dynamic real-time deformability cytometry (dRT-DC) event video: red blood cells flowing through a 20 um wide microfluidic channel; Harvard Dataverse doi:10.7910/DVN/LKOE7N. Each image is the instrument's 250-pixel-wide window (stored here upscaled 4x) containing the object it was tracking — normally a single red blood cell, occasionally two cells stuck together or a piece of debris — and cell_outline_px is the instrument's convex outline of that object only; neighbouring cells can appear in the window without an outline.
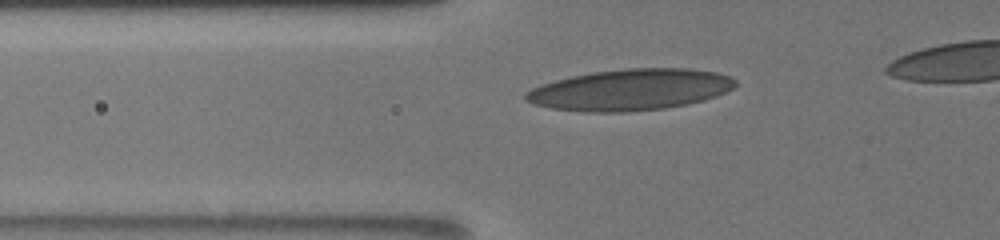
{"species": "human", "species_latin": "Homo sapiens", "temperature_condition": "room temperature", "stored_images_in_passage": 40, "camera_frame_rate_fps": 3000, "um_per_image_px": 0.085, "donor": {"sex": "male"}, "frame": {"image": 1, "passage_image": 17, "time_ms": 4.0, "image_size_px": [1000, 240], "cell_outline_px": [[736, 84], [732, 88], [716, 96], [704, 100], [688, 104], [664, 108], [624, 112], [584, 112], [552, 108], [532, 104], [524, 100], [524, 92], [540, 84], [572, 76], [592, 72], [624, 68], [688, 68], [716, 72], [728, 76], [736, 80]], "centroid_in_image_um": [53.53, 7.63], "position_along_channel_um": 72.3, "area_um2": 50.52}}
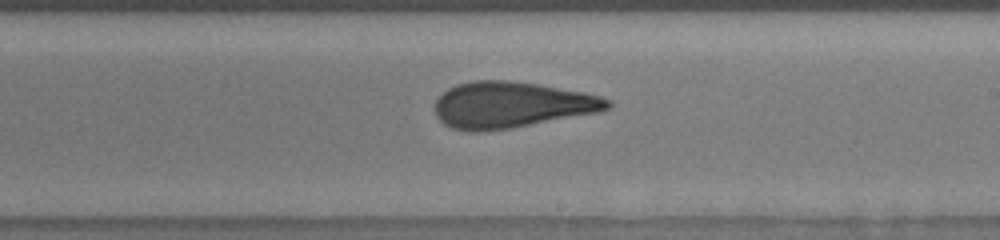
{"frame": {"image": 2, "passage_image": 29, "time_ms": 8.667, "image_size_px": [1000, 240], "cell_outline_px": [[612, 104], [608, 108], [600, 112], [512, 128], [480, 132], [468, 132], [452, 128], [444, 124], [436, 116], [432, 108], [436, 100], [448, 88], [456, 84], [472, 80], [508, 80], [540, 84], [584, 92], [600, 96], [612, 100]], "centroid_in_image_um": [43.45, 8.91], "position_along_channel_um": 245.5, "area_um2": 46.99}}
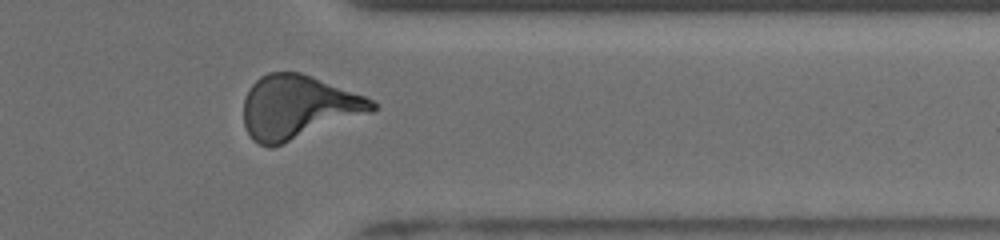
{"frame": {"image": 3, "passage_image": 36, "time_ms": 12.333, "image_size_px": [1000, 240], "cell_outline_px": [[376, 108], [372, 112], [272, 148], [268, 148], [252, 140], [244, 124], [244, 100], [252, 84], [260, 76], [268, 72], [300, 72], [312, 76], [364, 96], [372, 100], [376, 104]], "centroid_in_image_um": [25.31, 9.12], "position_along_channel_um": 386.1, "area_um2": 47.45}, "authors_computed_cell_mechanics": {"area_um2": 47.3671, "velocity_mm_per_s": 3.8714, "shape_relaxation_time_tau1_ms": 6.1792, "shape_relaxation_time_tau2_ms": 1.1767, "deformation_change_tau1": 0.1992, "deformation_change_tau2": 0.0889}}